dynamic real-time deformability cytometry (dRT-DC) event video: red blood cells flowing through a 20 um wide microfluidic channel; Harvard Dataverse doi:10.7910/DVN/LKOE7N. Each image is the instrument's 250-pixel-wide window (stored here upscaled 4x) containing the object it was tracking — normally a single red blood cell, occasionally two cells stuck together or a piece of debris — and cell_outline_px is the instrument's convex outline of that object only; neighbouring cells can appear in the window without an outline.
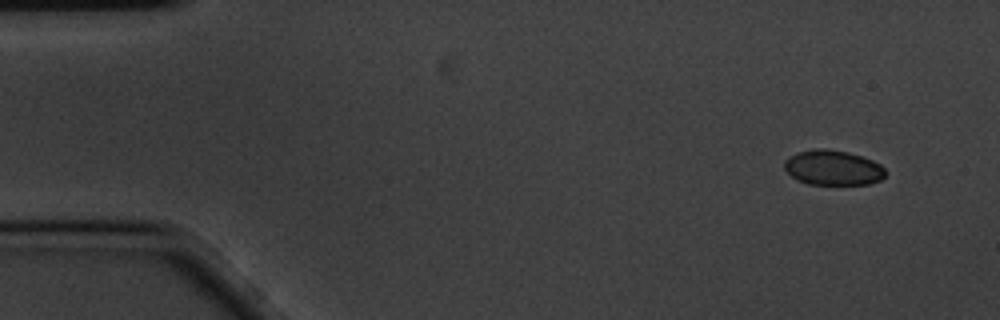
{"species": "common noctule bat (a hibernating species)", "species_latin": "Nyctalus noctula", "temperature_condition": "cold", "stored_images_in_passage": 10, "camera_frame_rate_fps": 3000, "um_per_image_px": 0.085, "animal": {"sex": "male", "body_mass_g": 20.1, "forearm_length_mm": 53.5}, "frame": {"image": 1, "passage_image": 1, "time_ms": 0.0, "image_size_px": [1000, 320], "cell_outline_px": [[888, 172], [880, 180], [868, 184], [808, 184], [792, 176], [784, 168], [784, 160], [796, 152], [812, 148], [824, 148], [848, 152], [872, 160], [880, 164]], "centroid_in_image_um": [70.8, 14.24], "position_along_channel_um": 14.2, "area_um2": 20.63}}
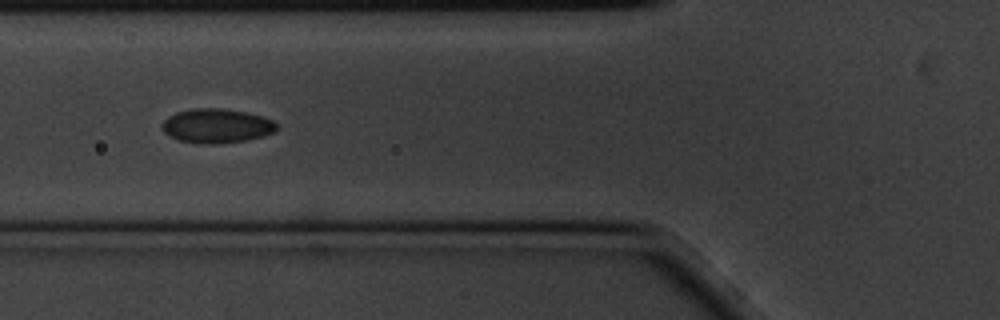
{"frame": {"image": 2, "passage_image": 6, "time_ms": 1.667, "image_size_px": [1000, 320], "cell_outline_px": [[276, 132], [248, 140], [216, 144], [200, 144], [180, 140], [164, 132], [160, 128], [160, 124], [168, 116], [176, 112], [192, 108], [224, 108], [244, 112], [260, 116], [272, 120], [276, 124]], "centroid_in_image_um": [18.38, 10.7], "position_along_channel_um": 107.4, "area_um2": 22.95}}
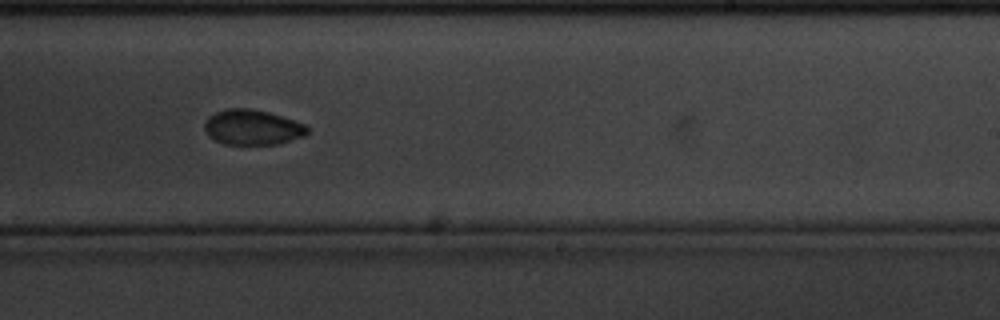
{"frame": {"image": 3, "passage_image": 10, "time_ms": 3.0, "image_size_px": [1000, 320], "cell_outline_px": [[308, 132], [304, 136], [276, 144], [224, 144], [208, 136], [204, 128], [204, 124], [208, 116], [216, 112], [228, 108], [252, 108], [268, 112], [304, 124], [308, 128]], "centroid_in_image_um": [21.42, 10.81], "position_along_channel_um": 267.6, "area_um2": 20.92}}